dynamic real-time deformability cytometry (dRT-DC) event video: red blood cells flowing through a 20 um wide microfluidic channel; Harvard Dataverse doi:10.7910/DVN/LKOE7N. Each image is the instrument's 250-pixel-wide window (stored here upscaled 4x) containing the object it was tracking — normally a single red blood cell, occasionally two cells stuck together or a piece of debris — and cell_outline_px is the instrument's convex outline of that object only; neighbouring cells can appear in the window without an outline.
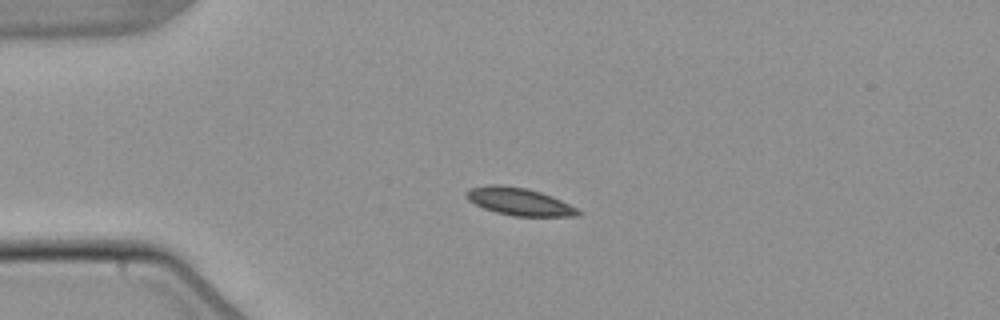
{"species": "common noctule bat (a hibernating species)", "species_latin": "Nyctalus noctula", "temperature_condition": "warm", "stored_images_in_passage": 1, "camera_frame_rate_fps": 3000, "um_per_image_px": 0.085, "animal": {"sex": "male", "body_mass_g": 21.5, "forearm_length_mm": 52.0}, "frame": {"image": 1, "passage_image": 1, "time_ms": 0.0, "image_size_px": [1000, 320], "cell_outline_px": [[584, 212], [580, 216], [512, 216], [496, 212], [484, 208], [468, 200], [464, 192], [468, 188], [488, 184], [496, 184], [528, 188], [552, 196]], "centroid_in_image_um": [44.12, 17.13], "position_along_channel_um": 40.9, "area_um2": 18.03}}